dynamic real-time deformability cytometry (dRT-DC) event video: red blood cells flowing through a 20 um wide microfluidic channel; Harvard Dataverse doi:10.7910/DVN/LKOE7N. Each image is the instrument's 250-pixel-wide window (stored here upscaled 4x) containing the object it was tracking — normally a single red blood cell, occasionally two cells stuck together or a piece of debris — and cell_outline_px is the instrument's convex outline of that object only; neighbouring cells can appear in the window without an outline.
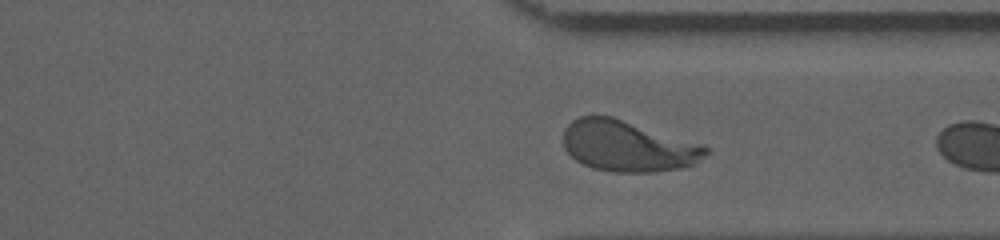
{"species": "human", "species_latin": "Homo sapiens", "temperature_condition": "cold", "stored_images_in_passage": 26, "camera_frame_rate_fps": 3000, "um_per_image_px": 0.085, "donor": {"sex": "male"}, "frame": {"image": 1, "passage_image": 24, "time_ms": 7.667, "image_size_px": [1000, 240], "cell_outline_px": [[708, 152], [704, 156], [692, 164], [680, 168], [656, 172], [612, 172], [592, 168], [576, 160], [564, 148], [564, 128], [572, 120], [580, 116], [612, 116], [704, 144], [708, 148]], "centroid_in_image_um": [53.37, 12.41], "position_along_channel_um": 358.0, "area_um2": 42.31}}